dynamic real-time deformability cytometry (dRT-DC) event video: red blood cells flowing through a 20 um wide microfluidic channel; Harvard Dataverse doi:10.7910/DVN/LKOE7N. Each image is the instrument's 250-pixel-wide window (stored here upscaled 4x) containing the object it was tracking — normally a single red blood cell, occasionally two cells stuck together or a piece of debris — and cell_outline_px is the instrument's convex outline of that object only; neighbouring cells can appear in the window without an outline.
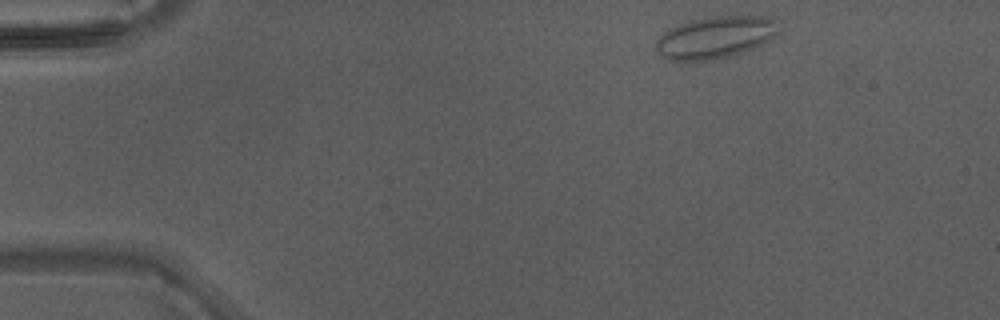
{"species": "Egyptian fruit bat (a non-hibernating species)", "species_latin": "Rousettus aegyptiacus", "temperature_condition": "warm", "stored_images_in_passage": 35, "camera_frame_rate_fps": 3000, "um_per_image_px": 0.085, "animal": {"sex": "male"}, "frame": {"image": 1, "passage_image": 1, "time_ms": 0.0, "image_size_px": [1000, 320], "cell_outline_px": [[780, 32], [768, 40], [752, 48], [728, 56], [712, 60], [668, 60], [660, 56], [656, 52], [656, 40], [668, 28], [676, 24], [692, 20], [716, 16], [768, 16], [780, 20]], "centroid_in_image_um": [60.81, 3.15], "position_along_channel_um": 24.2, "area_um2": 30.23}}
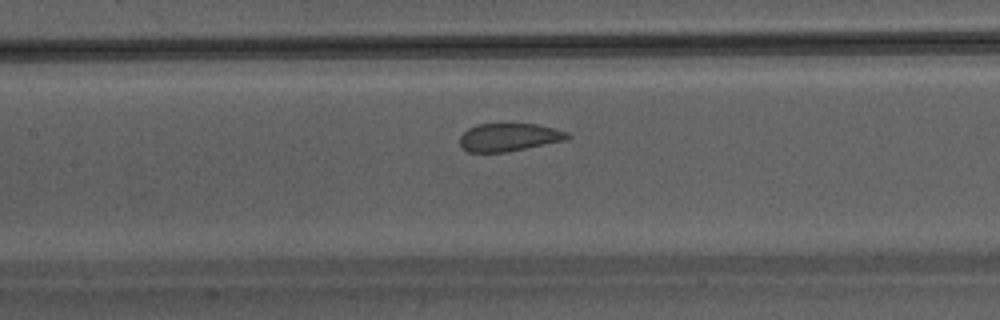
{"frame": {"image": 2, "passage_image": 16, "time_ms": 5.0, "image_size_px": [1000, 320], "cell_outline_px": [[572, 136], [564, 140], [504, 152], [468, 152], [460, 144], [460, 136], [468, 128], [476, 124], [536, 124], [568, 132]], "centroid_in_image_um": [43.23, 11.65], "position_along_channel_um": 164.2, "area_um2": 17.22}}
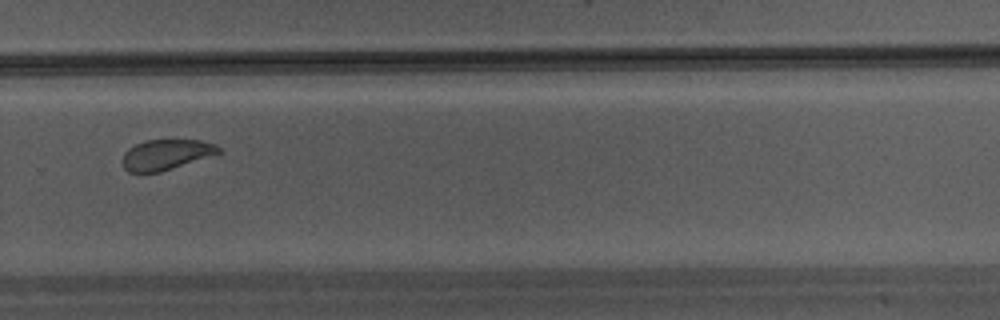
{"frame": {"image": 3, "passage_image": 26, "time_ms": 8.333, "image_size_px": [1000, 320], "cell_outline_px": [[224, 152], [160, 172], [128, 172], [124, 168], [120, 160], [124, 152], [128, 148], [144, 140], [200, 140], [216, 144]], "centroid_in_image_um": [14.1, 13.14], "position_along_channel_um": 315.7, "area_um2": 17.22}}